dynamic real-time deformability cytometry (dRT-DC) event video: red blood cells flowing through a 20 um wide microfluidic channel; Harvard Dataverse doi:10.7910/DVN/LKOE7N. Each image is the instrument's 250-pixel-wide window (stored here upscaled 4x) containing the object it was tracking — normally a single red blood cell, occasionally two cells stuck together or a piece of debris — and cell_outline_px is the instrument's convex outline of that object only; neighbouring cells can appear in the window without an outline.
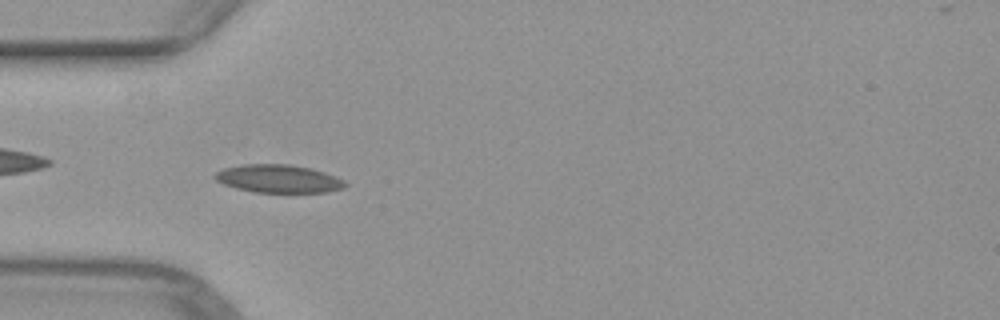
{"species": "common noctule bat (a hibernating species)", "species_latin": "Nyctalus noctula", "temperature_condition": "warm", "stored_images_in_passage": 50, "camera_frame_rate_fps": 3000, "um_per_image_px": 0.085, "animal": {"sex": "female", "body_mass_g": 29.2, "forearm_length_mm": 56.3}, "frame": {"image": 1, "passage_image": 15, "time_ms": 4.667, "image_size_px": [1000, 320], "cell_outline_px": [[348, 184], [344, 188], [328, 192], [252, 192], [236, 188], [224, 184], [216, 180], [212, 176], [216, 172], [224, 168], [244, 164], [292, 164], [312, 168], [324, 172], [344, 180]], "centroid_in_image_um": [23.68, 15.19], "position_along_channel_um": 61.3, "area_um2": 21.39}}
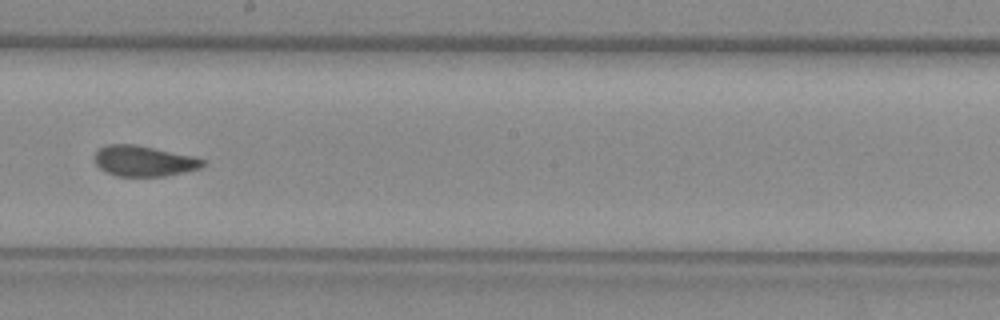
{"frame": {"image": 2, "passage_image": 28, "time_ms": 9.0, "image_size_px": [1000, 320], "cell_outline_px": [[204, 164], [200, 168], [184, 172], [164, 176], [116, 176], [104, 172], [96, 164], [92, 156], [100, 148], [108, 144], [136, 144], [192, 156], [204, 160]], "centroid_in_image_um": [12.17, 13.68], "position_along_channel_um": 236.0, "area_um2": 19.31}}
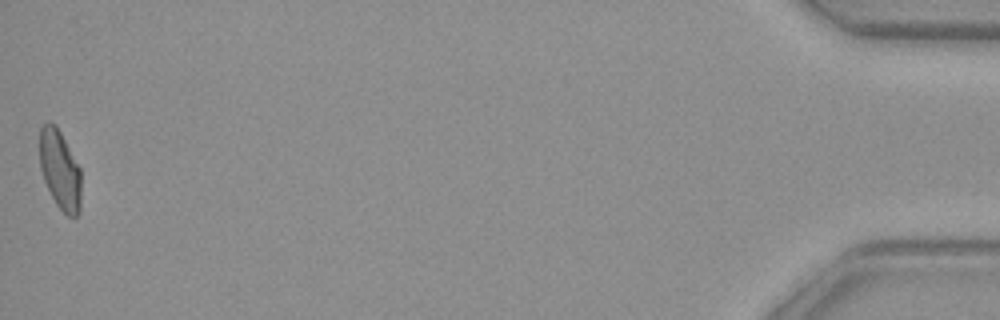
{"frame": {"image": 3, "passage_image": 50, "time_ms": 16.333, "image_size_px": [1000, 320], "cell_outline_px": [[80, 212], [76, 216], [68, 216], [56, 204], [44, 180], [40, 168], [40, 128], [48, 120], [56, 124], [80, 168]], "centroid_in_image_um": [5.09, 14.41], "position_along_channel_um": 430.1, "area_um2": 19.02}}